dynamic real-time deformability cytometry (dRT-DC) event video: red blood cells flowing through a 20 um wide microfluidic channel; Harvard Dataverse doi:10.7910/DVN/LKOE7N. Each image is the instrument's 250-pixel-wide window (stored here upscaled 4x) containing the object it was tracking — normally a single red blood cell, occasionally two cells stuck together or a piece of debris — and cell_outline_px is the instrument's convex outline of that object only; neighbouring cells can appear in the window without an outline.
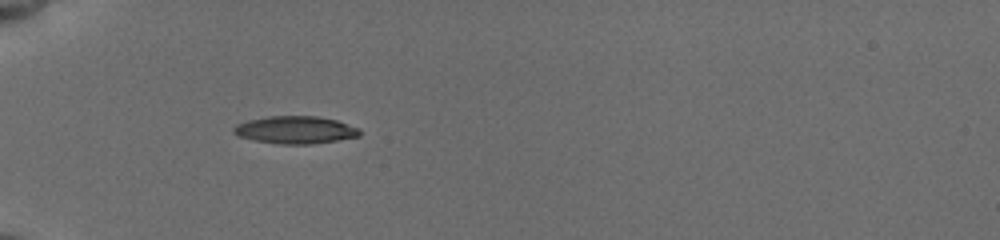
{"species": "common noctule bat (a hibernating species)", "species_latin": "Nyctalus noctula", "temperature_condition": "cold", "stored_images_in_passage": 26, "camera_frame_rate_fps": 3000, "um_per_image_px": 0.085, "animal": {"sex": "female", "body_mass_g": 19.5, "forearm_length_mm": 54.1}, "frame": {"image": 1, "passage_image": 1, "time_ms": 0.0, "image_size_px": [1000, 240], "cell_outline_px": [[360, 136], [312, 144], [280, 144], [252, 140], [236, 136], [232, 132], [232, 128], [236, 124], [248, 120], [268, 116], [316, 116], [336, 120], [360, 128]], "centroid_in_image_um": [25.06, 11.04], "position_along_channel_um": 59.9, "area_um2": 20.35}}
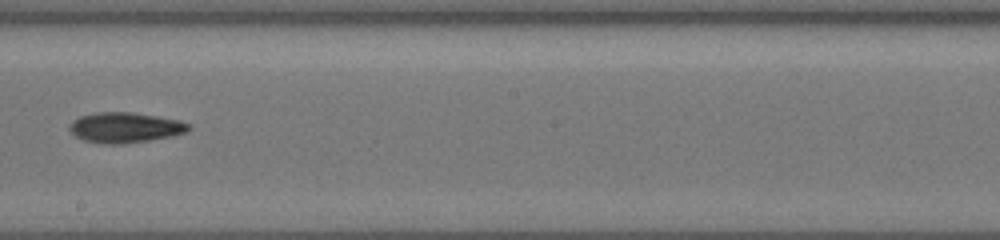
{"frame": {"image": 2, "passage_image": 12, "time_ms": 5.0, "image_size_px": [1000, 240], "cell_outline_px": [[192, 128], [188, 132], [172, 136], [124, 144], [108, 144], [84, 140], [76, 136], [68, 128], [72, 120], [80, 116], [96, 112], [132, 112], [180, 120], [192, 124]], "centroid_in_image_um": [10.67, 10.83], "position_along_channel_um": 237.5, "area_um2": 21.15}}
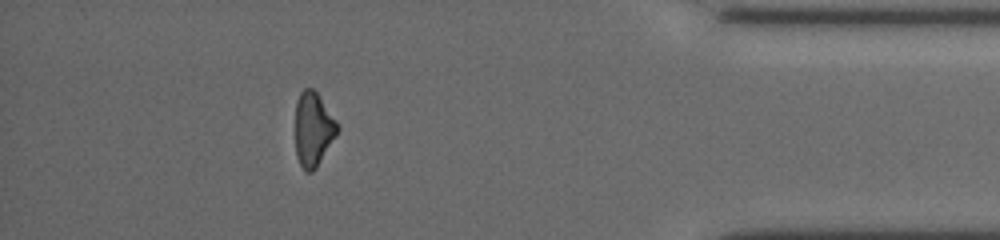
{"frame": {"image": 3, "passage_image": 23, "time_ms": 10.333, "image_size_px": [1000, 240], "cell_outline_px": [[340, 128], [336, 136], [316, 168], [312, 172], [304, 172], [296, 156], [296, 100], [300, 92], [304, 88], [312, 88], [316, 92], [340, 124]], "centroid_in_image_um": [26.64, 10.99], "position_along_channel_um": 408.6, "area_um2": 18.32}, "authors_computed_cell_mechanics": {"area_um2": 19.7387, "velocity_mm_per_s": 3.8486, "shape_relaxation_time_tau1_ms": 3.4304, "shape_relaxation_time_tau2_ms": 6.7288, "deformation_change_tau1": 0.139, "deformation_change_tau2": 0.1818}}